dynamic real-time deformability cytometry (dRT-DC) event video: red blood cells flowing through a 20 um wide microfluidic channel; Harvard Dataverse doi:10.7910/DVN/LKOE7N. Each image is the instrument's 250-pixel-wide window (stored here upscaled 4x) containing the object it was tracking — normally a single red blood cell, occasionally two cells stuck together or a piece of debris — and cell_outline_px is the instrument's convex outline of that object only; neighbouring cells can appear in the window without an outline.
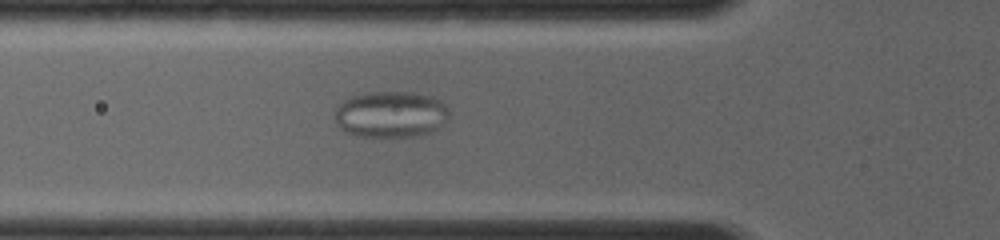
{"species": "common noctule bat (a hibernating species)", "species_latin": "Nyctalus noctula", "temperature_condition": "room temperature", "stored_images_in_passage": 3, "camera_frame_rate_fps": 4000, "um_per_image_px": 0.085, "animal": {"sex": "female", "body_mass_g": 19.0, "forearm_length_mm": 56.7}, "frame": {"image": 1, "passage_image": 3, "time_ms": 1.25, "image_size_px": [1000, 240], "cell_outline_px": [[448, 116], [432, 132], [412, 136], [364, 136], [348, 132], [340, 128], [336, 120], [336, 108], [348, 96], [368, 92], [412, 92], [432, 96], [448, 104]], "centroid_in_image_um": [33.23, 9.69], "position_along_channel_um": 92.6, "area_um2": 30.63}}